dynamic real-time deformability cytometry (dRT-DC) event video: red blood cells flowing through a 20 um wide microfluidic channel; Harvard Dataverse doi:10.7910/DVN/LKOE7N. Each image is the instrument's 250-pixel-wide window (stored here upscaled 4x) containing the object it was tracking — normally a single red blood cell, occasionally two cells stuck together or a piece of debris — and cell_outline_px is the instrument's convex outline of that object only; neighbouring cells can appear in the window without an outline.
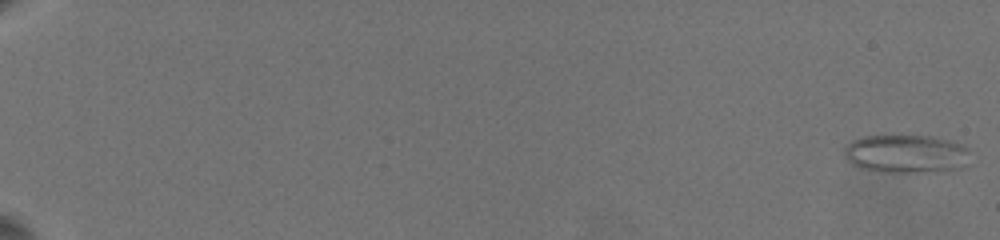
{"species": "common noctule bat (a hibernating species)", "species_latin": "Nyctalus noctula", "temperature_condition": "warm", "stored_images_in_passage": 15, "camera_frame_rate_fps": 3000, "um_per_image_px": 0.085, "animal": {"sex": "female", "body_mass_g": 19.5, "forearm_length_mm": 54.1}, "frame": {"image": 1, "passage_image": 1, "time_ms": 0.0, "image_size_px": [1000, 240], "cell_outline_px": [[968, 152], [956, 168], [920, 172], [880, 172], [860, 168], [852, 164], [844, 156], [844, 144], [852, 140], [864, 136], [892, 132], [936, 136], [952, 140], [964, 144], [968, 148]], "centroid_in_image_um": [76.88, 12.99], "position_along_channel_um": 8.1, "area_um2": 28.84}}